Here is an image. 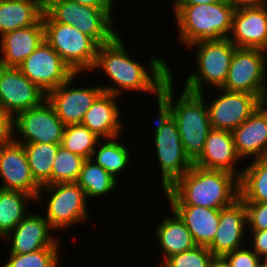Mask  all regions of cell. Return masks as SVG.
<instances>
[{
	"label": "cell",
	"instance_id": "obj_1",
	"mask_svg": "<svg viewBox=\"0 0 267 267\" xmlns=\"http://www.w3.org/2000/svg\"><path fill=\"white\" fill-rule=\"evenodd\" d=\"M126 41L118 34L111 42L98 46L96 61L91 70L97 69L107 75L111 84L100 85L104 92L122 96L125 92H142L157 95L163 84L171 77L168 62L159 56H153L149 64L143 65L128 52ZM149 67V68H148ZM124 91V92H123Z\"/></svg>",
	"mask_w": 267,
	"mask_h": 267
},
{
	"label": "cell",
	"instance_id": "obj_2",
	"mask_svg": "<svg viewBox=\"0 0 267 267\" xmlns=\"http://www.w3.org/2000/svg\"><path fill=\"white\" fill-rule=\"evenodd\" d=\"M163 192L169 205L222 209L239 198V178L224 170H208L193 165Z\"/></svg>",
	"mask_w": 267,
	"mask_h": 267
},
{
	"label": "cell",
	"instance_id": "obj_3",
	"mask_svg": "<svg viewBox=\"0 0 267 267\" xmlns=\"http://www.w3.org/2000/svg\"><path fill=\"white\" fill-rule=\"evenodd\" d=\"M177 39L188 47L201 41L228 38L235 8L227 1L199 5H172Z\"/></svg>",
	"mask_w": 267,
	"mask_h": 267
},
{
	"label": "cell",
	"instance_id": "obj_4",
	"mask_svg": "<svg viewBox=\"0 0 267 267\" xmlns=\"http://www.w3.org/2000/svg\"><path fill=\"white\" fill-rule=\"evenodd\" d=\"M172 77V111L185 153L194 161L203 151L205 141L212 129L204 93L183 89L175 98V83Z\"/></svg>",
	"mask_w": 267,
	"mask_h": 267
},
{
	"label": "cell",
	"instance_id": "obj_5",
	"mask_svg": "<svg viewBox=\"0 0 267 267\" xmlns=\"http://www.w3.org/2000/svg\"><path fill=\"white\" fill-rule=\"evenodd\" d=\"M196 52L197 69L185 79L184 89L193 93H203L208 89L222 88L237 48L228 38L192 43L188 47Z\"/></svg>",
	"mask_w": 267,
	"mask_h": 267
},
{
	"label": "cell",
	"instance_id": "obj_6",
	"mask_svg": "<svg viewBox=\"0 0 267 267\" xmlns=\"http://www.w3.org/2000/svg\"><path fill=\"white\" fill-rule=\"evenodd\" d=\"M44 12L55 22L78 28L98 46L111 42L119 34L114 26L113 10H101L72 0H52Z\"/></svg>",
	"mask_w": 267,
	"mask_h": 267
},
{
	"label": "cell",
	"instance_id": "obj_7",
	"mask_svg": "<svg viewBox=\"0 0 267 267\" xmlns=\"http://www.w3.org/2000/svg\"><path fill=\"white\" fill-rule=\"evenodd\" d=\"M42 19L45 41L74 73H90L96 61L98 45L78 28L55 22L44 11Z\"/></svg>",
	"mask_w": 267,
	"mask_h": 267
},
{
	"label": "cell",
	"instance_id": "obj_8",
	"mask_svg": "<svg viewBox=\"0 0 267 267\" xmlns=\"http://www.w3.org/2000/svg\"><path fill=\"white\" fill-rule=\"evenodd\" d=\"M45 193L50 197H46L48 202L44 203L47 206L43 210L46 214L44 216L55 232L68 230L90 220L88 200L84 190L76 182L42 186L35 200L37 205L43 200L42 195L45 196Z\"/></svg>",
	"mask_w": 267,
	"mask_h": 267
},
{
	"label": "cell",
	"instance_id": "obj_9",
	"mask_svg": "<svg viewBox=\"0 0 267 267\" xmlns=\"http://www.w3.org/2000/svg\"><path fill=\"white\" fill-rule=\"evenodd\" d=\"M267 63L261 49L236 48L222 89L267 96Z\"/></svg>",
	"mask_w": 267,
	"mask_h": 267
},
{
	"label": "cell",
	"instance_id": "obj_10",
	"mask_svg": "<svg viewBox=\"0 0 267 267\" xmlns=\"http://www.w3.org/2000/svg\"><path fill=\"white\" fill-rule=\"evenodd\" d=\"M64 128L65 124L46 99L41 105L14 116L13 140L18 143L61 144Z\"/></svg>",
	"mask_w": 267,
	"mask_h": 267
},
{
	"label": "cell",
	"instance_id": "obj_11",
	"mask_svg": "<svg viewBox=\"0 0 267 267\" xmlns=\"http://www.w3.org/2000/svg\"><path fill=\"white\" fill-rule=\"evenodd\" d=\"M152 141L161 171V187L165 191L180 179L194 163L185 153L174 118L153 134Z\"/></svg>",
	"mask_w": 267,
	"mask_h": 267
},
{
	"label": "cell",
	"instance_id": "obj_12",
	"mask_svg": "<svg viewBox=\"0 0 267 267\" xmlns=\"http://www.w3.org/2000/svg\"><path fill=\"white\" fill-rule=\"evenodd\" d=\"M17 68L46 94L75 74L45 40Z\"/></svg>",
	"mask_w": 267,
	"mask_h": 267
},
{
	"label": "cell",
	"instance_id": "obj_13",
	"mask_svg": "<svg viewBox=\"0 0 267 267\" xmlns=\"http://www.w3.org/2000/svg\"><path fill=\"white\" fill-rule=\"evenodd\" d=\"M218 95L207 102L209 120L213 129L233 131L263 103L253 94L215 89Z\"/></svg>",
	"mask_w": 267,
	"mask_h": 267
},
{
	"label": "cell",
	"instance_id": "obj_14",
	"mask_svg": "<svg viewBox=\"0 0 267 267\" xmlns=\"http://www.w3.org/2000/svg\"><path fill=\"white\" fill-rule=\"evenodd\" d=\"M78 76H81L80 73H75L47 94V101L54 107L57 116L65 125L81 124L84 114L103 92L100 85L75 87L74 82Z\"/></svg>",
	"mask_w": 267,
	"mask_h": 267
},
{
	"label": "cell",
	"instance_id": "obj_15",
	"mask_svg": "<svg viewBox=\"0 0 267 267\" xmlns=\"http://www.w3.org/2000/svg\"><path fill=\"white\" fill-rule=\"evenodd\" d=\"M46 99L47 94L17 67L0 66V107L13 117L41 105Z\"/></svg>",
	"mask_w": 267,
	"mask_h": 267
},
{
	"label": "cell",
	"instance_id": "obj_16",
	"mask_svg": "<svg viewBox=\"0 0 267 267\" xmlns=\"http://www.w3.org/2000/svg\"><path fill=\"white\" fill-rule=\"evenodd\" d=\"M54 231L43 213L29 211L3 241L9 242V253L26 254L44 248H60L61 238L52 235Z\"/></svg>",
	"mask_w": 267,
	"mask_h": 267
},
{
	"label": "cell",
	"instance_id": "obj_17",
	"mask_svg": "<svg viewBox=\"0 0 267 267\" xmlns=\"http://www.w3.org/2000/svg\"><path fill=\"white\" fill-rule=\"evenodd\" d=\"M0 189L25 192L37 198L40 186L32 177L23 144L11 142L0 147Z\"/></svg>",
	"mask_w": 267,
	"mask_h": 267
},
{
	"label": "cell",
	"instance_id": "obj_18",
	"mask_svg": "<svg viewBox=\"0 0 267 267\" xmlns=\"http://www.w3.org/2000/svg\"><path fill=\"white\" fill-rule=\"evenodd\" d=\"M247 210L244 201L239 197L231 205L220 209V219L213 241L207 246L214 256H224L236 249L244 247L246 233ZM248 235V236H247ZM247 236V237H246Z\"/></svg>",
	"mask_w": 267,
	"mask_h": 267
},
{
	"label": "cell",
	"instance_id": "obj_19",
	"mask_svg": "<svg viewBox=\"0 0 267 267\" xmlns=\"http://www.w3.org/2000/svg\"><path fill=\"white\" fill-rule=\"evenodd\" d=\"M243 162L239 157L231 131L211 129L202 153L193 161L194 165L208 170H224L241 177L242 170L237 166ZM240 169V170H239Z\"/></svg>",
	"mask_w": 267,
	"mask_h": 267
},
{
	"label": "cell",
	"instance_id": "obj_20",
	"mask_svg": "<svg viewBox=\"0 0 267 267\" xmlns=\"http://www.w3.org/2000/svg\"><path fill=\"white\" fill-rule=\"evenodd\" d=\"M228 39L237 48L262 49L267 42V6L235 9Z\"/></svg>",
	"mask_w": 267,
	"mask_h": 267
},
{
	"label": "cell",
	"instance_id": "obj_21",
	"mask_svg": "<svg viewBox=\"0 0 267 267\" xmlns=\"http://www.w3.org/2000/svg\"><path fill=\"white\" fill-rule=\"evenodd\" d=\"M239 157L253 160L267 157V104L263 102L240 126L232 131Z\"/></svg>",
	"mask_w": 267,
	"mask_h": 267
},
{
	"label": "cell",
	"instance_id": "obj_22",
	"mask_svg": "<svg viewBox=\"0 0 267 267\" xmlns=\"http://www.w3.org/2000/svg\"><path fill=\"white\" fill-rule=\"evenodd\" d=\"M45 40L41 18L35 25L0 36V66L18 67Z\"/></svg>",
	"mask_w": 267,
	"mask_h": 267
},
{
	"label": "cell",
	"instance_id": "obj_23",
	"mask_svg": "<svg viewBox=\"0 0 267 267\" xmlns=\"http://www.w3.org/2000/svg\"><path fill=\"white\" fill-rule=\"evenodd\" d=\"M117 98L119 96L103 91L84 114L81 124L101 139L123 134L124 123L120 120L121 109Z\"/></svg>",
	"mask_w": 267,
	"mask_h": 267
},
{
	"label": "cell",
	"instance_id": "obj_24",
	"mask_svg": "<svg viewBox=\"0 0 267 267\" xmlns=\"http://www.w3.org/2000/svg\"><path fill=\"white\" fill-rule=\"evenodd\" d=\"M192 234L197 245L208 246L214 239L220 219V209L193 205H170Z\"/></svg>",
	"mask_w": 267,
	"mask_h": 267
},
{
	"label": "cell",
	"instance_id": "obj_25",
	"mask_svg": "<svg viewBox=\"0 0 267 267\" xmlns=\"http://www.w3.org/2000/svg\"><path fill=\"white\" fill-rule=\"evenodd\" d=\"M173 214L162 218L163 220L155 227V238L159 242L161 248V255L163 258L159 265H161L168 257L185 252L197 246L192 234L186 228V225L179 218V216L170 209Z\"/></svg>",
	"mask_w": 267,
	"mask_h": 267
},
{
	"label": "cell",
	"instance_id": "obj_26",
	"mask_svg": "<svg viewBox=\"0 0 267 267\" xmlns=\"http://www.w3.org/2000/svg\"><path fill=\"white\" fill-rule=\"evenodd\" d=\"M43 11L36 0H0V36L35 25Z\"/></svg>",
	"mask_w": 267,
	"mask_h": 267
},
{
	"label": "cell",
	"instance_id": "obj_27",
	"mask_svg": "<svg viewBox=\"0 0 267 267\" xmlns=\"http://www.w3.org/2000/svg\"><path fill=\"white\" fill-rule=\"evenodd\" d=\"M120 136L100 139L91 159L119 181V176L129 168L131 155L128 144L120 142Z\"/></svg>",
	"mask_w": 267,
	"mask_h": 267
},
{
	"label": "cell",
	"instance_id": "obj_28",
	"mask_svg": "<svg viewBox=\"0 0 267 267\" xmlns=\"http://www.w3.org/2000/svg\"><path fill=\"white\" fill-rule=\"evenodd\" d=\"M248 163L239 178V197L244 203L267 202V157Z\"/></svg>",
	"mask_w": 267,
	"mask_h": 267
},
{
	"label": "cell",
	"instance_id": "obj_29",
	"mask_svg": "<svg viewBox=\"0 0 267 267\" xmlns=\"http://www.w3.org/2000/svg\"><path fill=\"white\" fill-rule=\"evenodd\" d=\"M33 200L36 199L25 192L0 189V239L29 213L27 209L31 202L35 203Z\"/></svg>",
	"mask_w": 267,
	"mask_h": 267
},
{
	"label": "cell",
	"instance_id": "obj_30",
	"mask_svg": "<svg viewBox=\"0 0 267 267\" xmlns=\"http://www.w3.org/2000/svg\"><path fill=\"white\" fill-rule=\"evenodd\" d=\"M85 192L87 200L103 197L118 189V180L92 159H86L76 182Z\"/></svg>",
	"mask_w": 267,
	"mask_h": 267
},
{
	"label": "cell",
	"instance_id": "obj_31",
	"mask_svg": "<svg viewBox=\"0 0 267 267\" xmlns=\"http://www.w3.org/2000/svg\"><path fill=\"white\" fill-rule=\"evenodd\" d=\"M23 144L30 171L35 182L40 186L51 184L53 161L61 144L20 143Z\"/></svg>",
	"mask_w": 267,
	"mask_h": 267
},
{
	"label": "cell",
	"instance_id": "obj_32",
	"mask_svg": "<svg viewBox=\"0 0 267 267\" xmlns=\"http://www.w3.org/2000/svg\"><path fill=\"white\" fill-rule=\"evenodd\" d=\"M101 138L82 124L65 125L61 146L85 159H91Z\"/></svg>",
	"mask_w": 267,
	"mask_h": 267
},
{
	"label": "cell",
	"instance_id": "obj_33",
	"mask_svg": "<svg viewBox=\"0 0 267 267\" xmlns=\"http://www.w3.org/2000/svg\"><path fill=\"white\" fill-rule=\"evenodd\" d=\"M85 160L60 145L53 161L51 184L77 182Z\"/></svg>",
	"mask_w": 267,
	"mask_h": 267
},
{
	"label": "cell",
	"instance_id": "obj_34",
	"mask_svg": "<svg viewBox=\"0 0 267 267\" xmlns=\"http://www.w3.org/2000/svg\"><path fill=\"white\" fill-rule=\"evenodd\" d=\"M60 248H44L26 254L8 253L2 267H59Z\"/></svg>",
	"mask_w": 267,
	"mask_h": 267
},
{
	"label": "cell",
	"instance_id": "obj_35",
	"mask_svg": "<svg viewBox=\"0 0 267 267\" xmlns=\"http://www.w3.org/2000/svg\"><path fill=\"white\" fill-rule=\"evenodd\" d=\"M214 255L207 246L197 245L168 257L159 267H209Z\"/></svg>",
	"mask_w": 267,
	"mask_h": 267
},
{
	"label": "cell",
	"instance_id": "obj_36",
	"mask_svg": "<svg viewBox=\"0 0 267 267\" xmlns=\"http://www.w3.org/2000/svg\"><path fill=\"white\" fill-rule=\"evenodd\" d=\"M174 72L171 70V77L163 84L161 91L155 96L157 99L158 115L154 117L155 130L157 133L170 119L173 118L172 111V76Z\"/></svg>",
	"mask_w": 267,
	"mask_h": 267
},
{
	"label": "cell",
	"instance_id": "obj_37",
	"mask_svg": "<svg viewBox=\"0 0 267 267\" xmlns=\"http://www.w3.org/2000/svg\"><path fill=\"white\" fill-rule=\"evenodd\" d=\"M230 267H258L260 257L247 245L223 256Z\"/></svg>",
	"mask_w": 267,
	"mask_h": 267
},
{
	"label": "cell",
	"instance_id": "obj_38",
	"mask_svg": "<svg viewBox=\"0 0 267 267\" xmlns=\"http://www.w3.org/2000/svg\"><path fill=\"white\" fill-rule=\"evenodd\" d=\"M248 230H267V202L245 203Z\"/></svg>",
	"mask_w": 267,
	"mask_h": 267
},
{
	"label": "cell",
	"instance_id": "obj_39",
	"mask_svg": "<svg viewBox=\"0 0 267 267\" xmlns=\"http://www.w3.org/2000/svg\"><path fill=\"white\" fill-rule=\"evenodd\" d=\"M14 117L0 107V147L13 140Z\"/></svg>",
	"mask_w": 267,
	"mask_h": 267
},
{
	"label": "cell",
	"instance_id": "obj_40",
	"mask_svg": "<svg viewBox=\"0 0 267 267\" xmlns=\"http://www.w3.org/2000/svg\"><path fill=\"white\" fill-rule=\"evenodd\" d=\"M249 247L261 258L267 254V230H250Z\"/></svg>",
	"mask_w": 267,
	"mask_h": 267
},
{
	"label": "cell",
	"instance_id": "obj_41",
	"mask_svg": "<svg viewBox=\"0 0 267 267\" xmlns=\"http://www.w3.org/2000/svg\"><path fill=\"white\" fill-rule=\"evenodd\" d=\"M82 5H88L101 10H113L115 0H72Z\"/></svg>",
	"mask_w": 267,
	"mask_h": 267
},
{
	"label": "cell",
	"instance_id": "obj_42",
	"mask_svg": "<svg viewBox=\"0 0 267 267\" xmlns=\"http://www.w3.org/2000/svg\"><path fill=\"white\" fill-rule=\"evenodd\" d=\"M235 9L267 6V0H227Z\"/></svg>",
	"mask_w": 267,
	"mask_h": 267
},
{
	"label": "cell",
	"instance_id": "obj_43",
	"mask_svg": "<svg viewBox=\"0 0 267 267\" xmlns=\"http://www.w3.org/2000/svg\"><path fill=\"white\" fill-rule=\"evenodd\" d=\"M225 0H172L174 5H199L207 3H216Z\"/></svg>",
	"mask_w": 267,
	"mask_h": 267
},
{
	"label": "cell",
	"instance_id": "obj_44",
	"mask_svg": "<svg viewBox=\"0 0 267 267\" xmlns=\"http://www.w3.org/2000/svg\"><path fill=\"white\" fill-rule=\"evenodd\" d=\"M209 267H230L223 256H214Z\"/></svg>",
	"mask_w": 267,
	"mask_h": 267
},
{
	"label": "cell",
	"instance_id": "obj_45",
	"mask_svg": "<svg viewBox=\"0 0 267 267\" xmlns=\"http://www.w3.org/2000/svg\"><path fill=\"white\" fill-rule=\"evenodd\" d=\"M260 263H261L264 267H267V254L260 258Z\"/></svg>",
	"mask_w": 267,
	"mask_h": 267
},
{
	"label": "cell",
	"instance_id": "obj_46",
	"mask_svg": "<svg viewBox=\"0 0 267 267\" xmlns=\"http://www.w3.org/2000/svg\"><path fill=\"white\" fill-rule=\"evenodd\" d=\"M43 8L52 0H36Z\"/></svg>",
	"mask_w": 267,
	"mask_h": 267
},
{
	"label": "cell",
	"instance_id": "obj_47",
	"mask_svg": "<svg viewBox=\"0 0 267 267\" xmlns=\"http://www.w3.org/2000/svg\"><path fill=\"white\" fill-rule=\"evenodd\" d=\"M261 50H262V53H263L265 60H266V63H267V42Z\"/></svg>",
	"mask_w": 267,
	"mask_h": 267
}]
</instances>
